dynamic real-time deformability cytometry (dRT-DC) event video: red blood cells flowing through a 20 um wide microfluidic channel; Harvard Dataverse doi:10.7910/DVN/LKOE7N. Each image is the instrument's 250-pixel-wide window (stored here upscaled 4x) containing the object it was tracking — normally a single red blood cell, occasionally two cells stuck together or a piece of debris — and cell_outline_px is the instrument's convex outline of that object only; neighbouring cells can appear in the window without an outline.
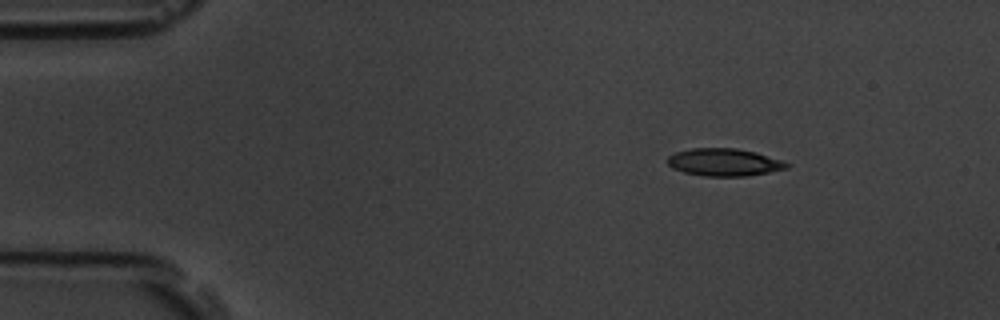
{"species": "common noctule bat (a hibernating species)", "species_latin": "Nyctalus noctula", "temperature_condition": "room temperature", "stored_images_in_passage": 6, "camera_frame_rate_fps": 3000, "um_per_image_px": 0.085, "animal": {"sex": "male", "body_mass_g": 19.5, "forearm_length_mm": 54.6}, "frame": {"image": 1, "passage_image": 1, "time_ms": 0.0, "image_size_px": [1000, 320], "cell_outline_px": [[792, 164], [788, 168], [748, 176], [704, 176], [684, 172], [672, 168], [668, 164], [668, 156], [676, 152], [692, 148], [736, 148], [756, 152], [784, 160]], "centroid_in_image_um": [61.6, 13.79], "position_along_channel_um": 23.4, "area_um2": 19.25}}
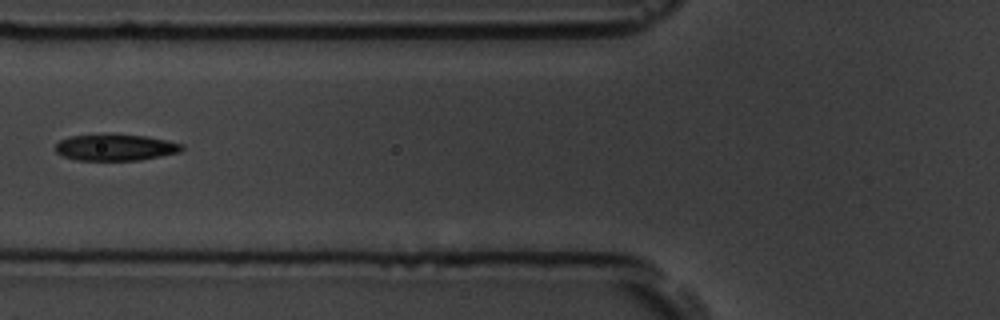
{"frame": {"image": 2, "passage_image": 5, "time_ms": 1.333, "image_size_px": [1000, 320], "cell_outline_px": [[184, 148], [180, 152], [140, 160], [76, 160], [64, 156], [56, 152], [56, 144], [60, 140], [68, 136], [144, 136], [184, 144]], "centroid_in_image_um": [9.82, 12.56], "position_along_channel_um": 116.0, "area_um2": 18.79}}
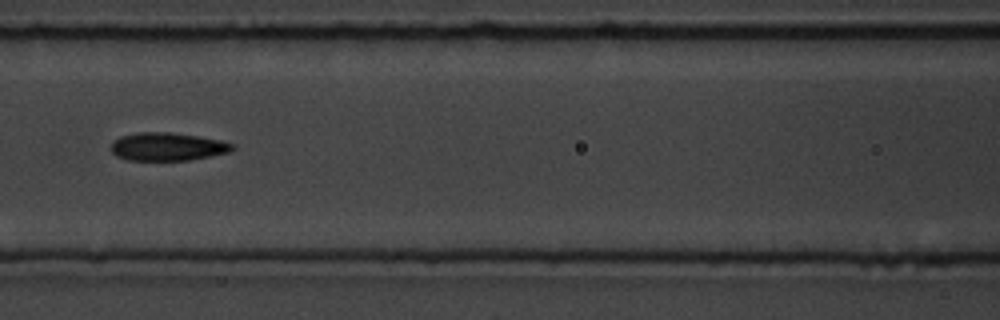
{"frame": {"image": 3, "passage_image": 6, "time_ms": 1.667, "image_size_px": [1000, 320], "cell_outline_px": [[236, 148], [232, 152], [212, 156], [188, 160], [128, 160], [116, 156], [112, 152], [112, 140], [120, 136], [140, 132], [172, 132], [220, 140], [236, 144]], "centroid_in_image_um": [14.28, 12.47], "position_along_channel_um": 152.3, "area_um2": 20.06}}